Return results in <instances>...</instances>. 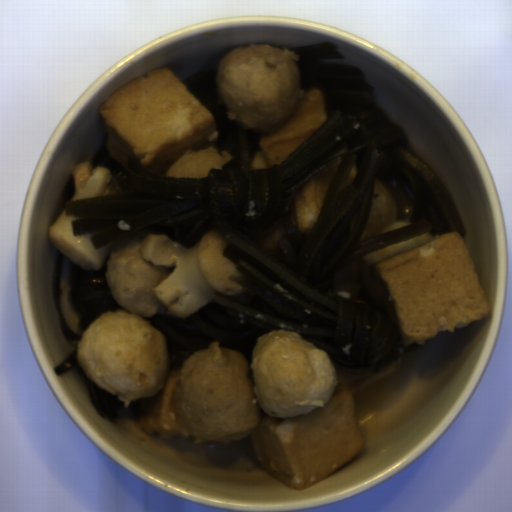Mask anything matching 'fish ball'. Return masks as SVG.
<instances>
[{"mask_svg": "<svg viewBox=\"0 0 512 512\" xmlns=\"http://www.w3.org/2000/svg\"><path fill=\"white\" fill-rule=\"evenodd\" d=\"M363 279L376 306L392 318L402 344L455 333L492 313L465 239L425 232L362 255Z\"/></svg>", "mask_w": 512, "mask_h": 512, "instance_id": "obj_2", "label": "fish ball"}, {"mask_svg": "<svg viewBox=\"0 0 512 512\" xmlns=\"http://www.w3.org/2000/svg\"><path fill=\"white\" fill-rule=\"evenodd\" d=\"M76 361L96 387L117 395L123 408L147 398L134 427L158 440L191 438L177 409L183 366L171 367L164 332L136 313L107 310L82 334Z\"/></svg>", "mask_w": 512, "mask_h": 512, "instance_id": "obj_3", "label": "fish ball"}, {"mask_svg": "<svg viewBox=\"0 0 512 512\" xmlns=\"http://www.w3.org/2000/svg\"><path fill=\"white\" fill-rule=\"evenodd\" d=\"M142 242L137 238L121 252L111 250L105 275L109 290L116 303L127 312L142 318L156 314L173 316L153 290L172 274L173 268L145 262Z\"/></svg>", "mask_w": 512, "mask_h": 512, "instance_id": "obj_5", "label": "fish ball"}, {"mask_svg": "<svg viewBox=\"0 0 512 512\" xmlns=\"http://www.w3.org/2000/svg\"><path fill=\"white\" fill-rule=\"evenodd\" d=\"M96 111L108 156L127 171L133 158L164 175L188 149L220 146L212 111L167 66L121 85Z\"/></svg>", "mask_w": 512, "mask_h": 512, "instance_id": "obj_4", "label": "fish ball"}, {"mask_svg": "<svg viewBox=\"0 0 512 512\" xmlns=\"http://www.w3.org/2000/svg\"><path fill=\"white\" fill-rule=\"evenodd\" d=\"M410 224H413V223L396 220L395 222H393L392 224H390L389 226H387L386 228H384L382 231H380L377 234L380 235V234H383V233H386V232H389V231H392V230H395V229H398V228H401V227H404V226H407Z\"/></svg>", "mask_w": 512, "mask_h": 512, "instance_id": "obj_7", "label": "fish ball"}, {"mask_svg": "<svg viewBox=\"0 0 512 512\" xmlns=\"http://www.w3.org/2000/svg\"><path fill=\"white\" fill-rule=\"evenodd\" d=\"M249 375L262 411L251 433L258 461L290 490L319 484L366 446L352 390L327 351L299 332L257 336Z\"/></svg>", "mask_w": 512, "mask_h": 512, "instance_id": "obj_1", "label": "fish ball"}, {"mask_svg": "<svg viewBox=\"0 0 512 512\" xmlns=\"http://www.w3.org/2000/svg\"><path fill=\"white\" fill-rule=\"evenodd\" d=\"M330 120L322 89H301L300 99L290 119L269 134H261L259 150L252 154L250 171L280 164Z\"/></svg>", "mask_w": 512, "mask_h": 512, "instance_id": "obj_6", "label": "fish ball"}]
</instances>
